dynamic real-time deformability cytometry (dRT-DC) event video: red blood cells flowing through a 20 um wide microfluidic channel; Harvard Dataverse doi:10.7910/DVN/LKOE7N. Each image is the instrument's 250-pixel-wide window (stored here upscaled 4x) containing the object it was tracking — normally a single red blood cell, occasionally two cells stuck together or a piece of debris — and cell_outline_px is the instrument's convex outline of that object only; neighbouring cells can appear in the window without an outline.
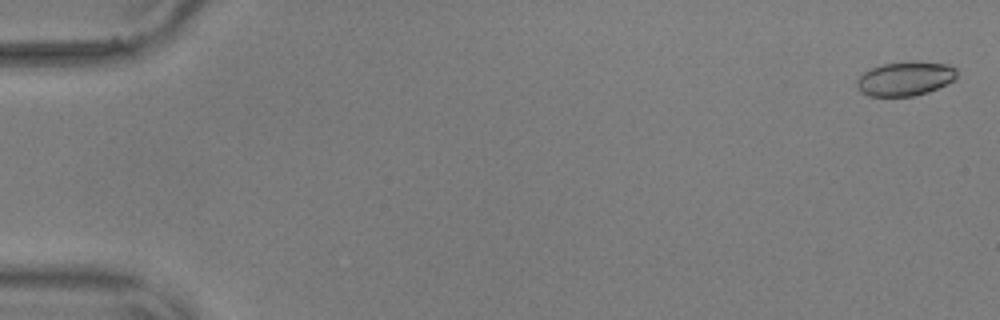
{"species": "common noctule bat (a hibernating species)", "species_latin": "Nyctalus noctula", "temperature_condition": "warm", "stored_images_in_passage": 11, "camera_frame_rate_fps": 3000, "um_per_image_px": 0.085, "animal": {"sex": "male", "body_mass_g": 17.9, "forearm_length_mm": 54.2}, "frame": {"image": 1, "passage_image": 1, "time_ms": 0.0, "image_size_px": [1000, 320], "cell_outline_px": [[956, 80], [928, 92], [916, 96], [868, 96], [860, 92], [856, 88], [856, 80], [864, 72], [872, 68], [884, 64], [948, 64], [956, 68]], "centroid_in_image_um": [76.91, 6.75], "position_along_channel_um": 8.1, "area_um2": 19.31}}